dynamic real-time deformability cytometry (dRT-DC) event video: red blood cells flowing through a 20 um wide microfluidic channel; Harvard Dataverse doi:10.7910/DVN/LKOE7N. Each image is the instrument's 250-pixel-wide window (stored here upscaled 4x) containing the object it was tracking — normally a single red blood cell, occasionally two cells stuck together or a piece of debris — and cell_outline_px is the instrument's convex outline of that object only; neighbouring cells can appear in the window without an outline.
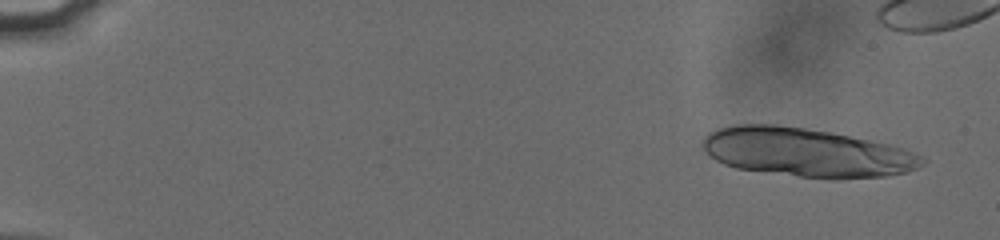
{"species": "human", "species_latin": "Homo sapiens", "temperature_condition": "cold", "stored_images_in_passage": 18, "camera_frame_rate_fps": 3000, "um_per_image_px": 0.085, "donor": {"sex": "male"}, "frame": {"image": 1, "passage_image": 3, "time_ms": 0.667, "image_size_px": [1000, 240], "cell_outline_px": [[928, 160], [924, 164], [916, 168], [904, 172], [888, 176], [840, 180], [832, 180], [736, 168], [724, 164], [708, 156], [704, 152], [700, 144], [700, 140], [708, 132], [732, 124], [776, 124], [804, 128], [828, 132], [872, 140], [892, 144], [916, 152], [924, 156]], "centroid_in_image_um": [68.56, 12.96], "position_along_channel_um": 16.4, "area_um2": 63.18}}